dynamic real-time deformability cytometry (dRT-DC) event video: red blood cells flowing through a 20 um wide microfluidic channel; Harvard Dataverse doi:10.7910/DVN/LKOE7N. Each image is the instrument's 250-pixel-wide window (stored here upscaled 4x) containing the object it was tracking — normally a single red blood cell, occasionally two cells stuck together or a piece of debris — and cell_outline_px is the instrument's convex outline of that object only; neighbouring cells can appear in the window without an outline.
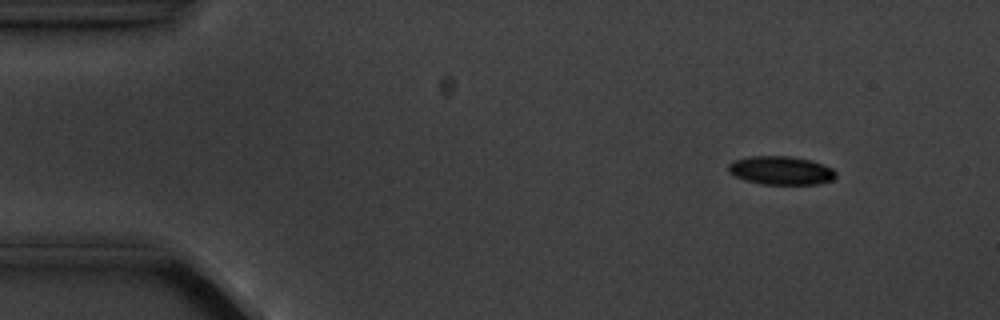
{"species": "common noctule bat (a hibernating species)", "species_latin": "Nyctalus noctula", "temperature_condition": "cold", "stored_images_in_passage": 5, "camera_frame_rate_fps": 3000, "um_per_image_px": 0.085, "animal": {"sex": "male", "body_mass_g": 20.1, "forearm_length_mm": 53.5}, "frame": {"image": 1, "passage_image": 2, "time_ms": 1.333, "image_size_px": [1000, 320], "cell_outline_px": [[836, 176], [832, 180], [816, 184], [760, 184], [744, 180], [728, 172], [728, 164], [732, 160], [748, 156], [788, 156], [808, 160], [832, 168], [836, 172]], "centroid_in_image_um": [66.32, 14.49], "position_along_channel_um": 18.7, "area_um2": 17.8}}